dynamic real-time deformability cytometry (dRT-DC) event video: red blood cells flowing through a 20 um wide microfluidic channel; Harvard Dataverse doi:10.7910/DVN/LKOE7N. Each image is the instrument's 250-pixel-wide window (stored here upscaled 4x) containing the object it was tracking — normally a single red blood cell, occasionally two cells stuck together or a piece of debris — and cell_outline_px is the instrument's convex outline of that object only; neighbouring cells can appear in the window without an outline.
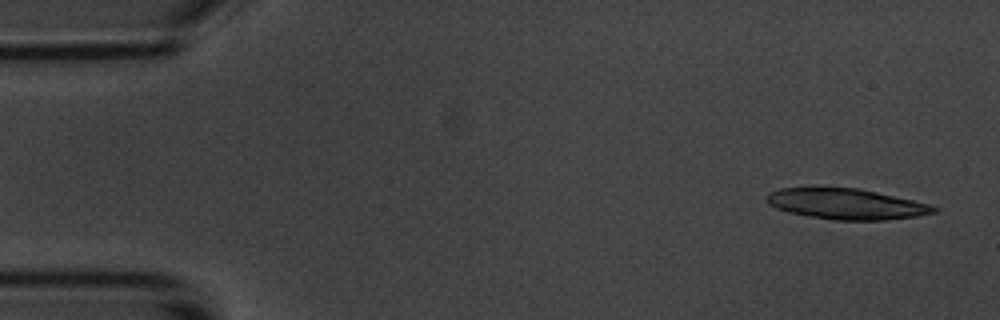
{"species": "common noctule bat (a hibernating species)", "species_latin": "Nyctalus noctula", "temperature_condition": "room temperature", "stored_images_in_passage": 14, "camera_frame_rate_fps": 3000, "um_per_image_px": 0.085, "animal": {"sex": "male", "body_mass_g": 20.1, "forearm_length_mm": 53.5}, "frame": {"image": 1, "passage_image": 1, "time_ms": 0.0, "image_size_px": [1000, 320], "cell_outline_px": [[940, 208], [936, 212], [916, 216], [888, 220], [832, 220], [788, 212], [776, 208], [768, 204], [768, 192], [780, 188], [816, 184], [820, 184], [860, 188], [912, 200], [928, 204]], "centroid_in_image_um": [71.86, 17.28], "position_along_channel_um": 13.1, "area_um2": 30.87}}
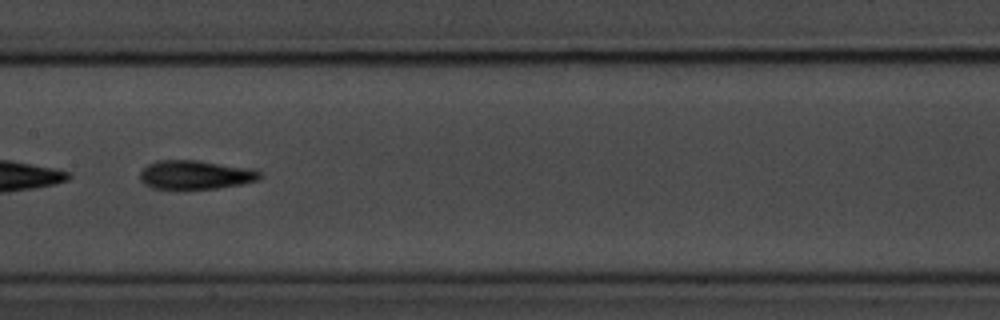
{"frame": {"image": 2, "passage_image": 7, "time_ms": 8.0, "image_size_px": [1000, 320], "cell_outline_px": [[264, 176], [260, 180], [240, 184], [216, 188], [176, 192], [152, 188], [144, 184], [140, 180], [140, 172], [148, 164], [156, 160], [200, 160], [252, 168], [260, 172]], "centroid_in_image_um": [16.59, 14.89], "position_along_channel_um": 190.8, "area_um2": 21.15}}
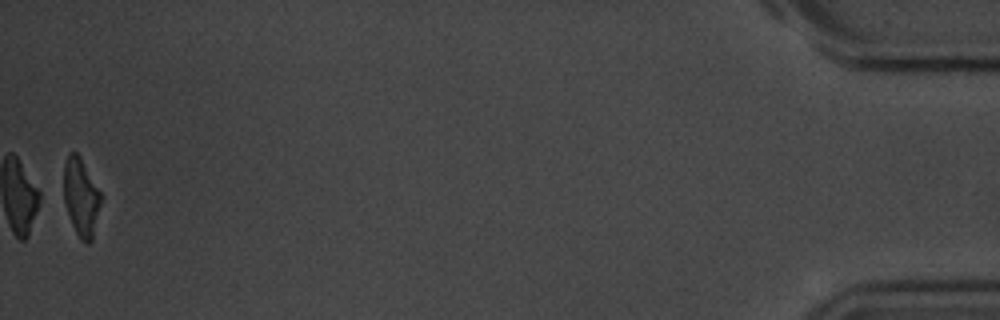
{"frame": {"image": 3, "passage_image": 14, "time_ms": 17.0, "image_size_px": [1000, 320], "cell_outline_px": [[104, 196], [92, 240], [88, 244], [80, 240], [72, 224], [64, 200], [64, 164], [68, 152], [76, 152], [80, 156]], "centroid_in_image_um": [6.93, 16.75], "position_along_channel_um": 428.3, "area_um2": 17.22}, "authors_computed_cell_mechanics": {"area_um2": 19.7387, "velocity_mm_per_s": 3.6698, "shape_relaxation_time_tau1_ms": 3.1261, "shape_relaxation_time_tau2_ms": 3.0732, "deformation_change_tau1": 0.1446, "deformation_change_tau2": 0.1155}}